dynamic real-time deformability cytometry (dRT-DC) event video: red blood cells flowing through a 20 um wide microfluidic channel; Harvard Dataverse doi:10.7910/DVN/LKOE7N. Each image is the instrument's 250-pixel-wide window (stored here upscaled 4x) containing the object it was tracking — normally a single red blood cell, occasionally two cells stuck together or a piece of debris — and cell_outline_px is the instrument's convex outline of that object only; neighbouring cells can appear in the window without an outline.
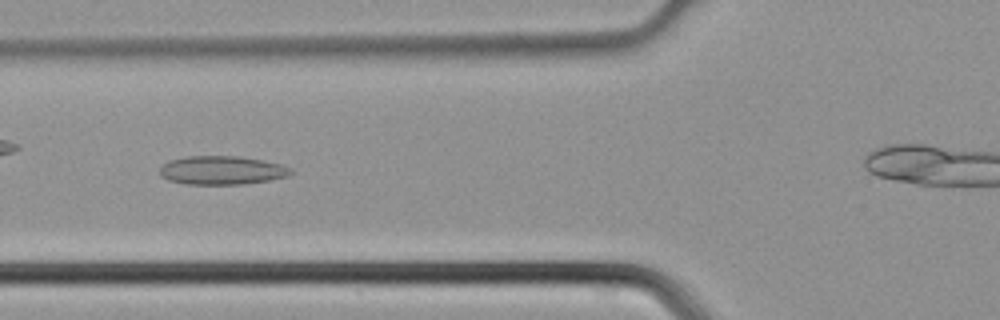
{"species": "common noctule bat (a hibernating species)", "species_latin": "Nyctalus noctula", "temperature_condition": "cold", "stored_images_in_passage": 31, "camera_frame_rate_fps": 3000, "um_per_image_px": 0.085, "animal": {"sex": "male", "body_mass_g": 21.5, "forearm_length_mm": 52.0}, "frame": {"image": 1, "passage_image": 10, "time_ms": 3.0, "image_size_px": [1000, 320], "cell_outline_px": [[292, 172], [288, 176], [268, 180], [244, 184], [188, 184], [168, 180], [160, 176], [160, 168], [168, 160], [188, 156], [240, 156], [264, 160], [280, 164], [292, 168]], "centroid_in_image_um": [18.86, 14.47], "position_along_channel_um": 106.9, "area_um2": 21.91}}
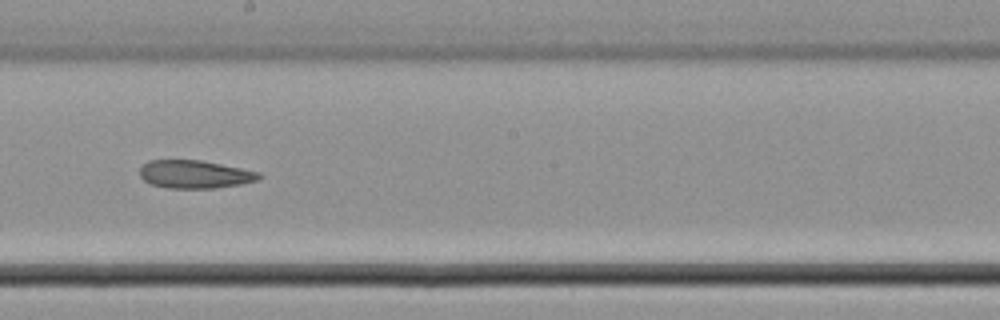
{"frame": {"image": 2, "passage_image": 18, "time_ms": 5.667, "image_size_px": [1000, 320], "cell_outline_px": [[264, 176], [260, 180], [240, 184], [216, 188], [168, 188], [152, 184], [144, 180], [140, 176], [140, 168], [148, 160], [200, 160], [260, 172]], "centroid_in_image_um": [16.59, 14.82], "position_along_channel_um": 231.6, "area_um2": 19.48}}
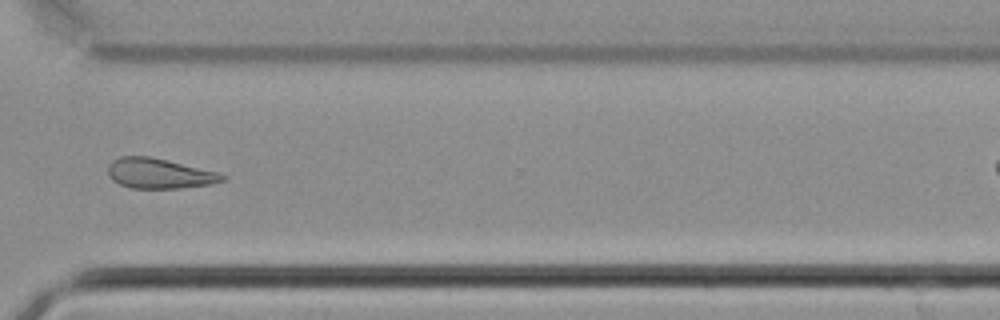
{"frame": {"image": 3, "passage_image": 26, "time_ms": 8.333, "image_size_px": [1000, 320], "cell_outline_px": [[228, 176], [224, 180], [208, 184], [180, 188], [132, 188], [120, 184], [112, 180], [108, 176], [108, 164], [112, 160], [120, 156], [152, 156], [216, 172]], "centroid_in_image_um": [13.48, 14.73], "position_along_channel_um": 357.1, "area_um2": 20.0}}